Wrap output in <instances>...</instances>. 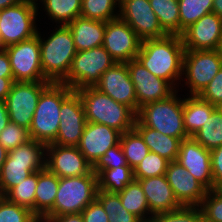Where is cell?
<instances>
[{
	"mask_svg": "<svg viewBox=\"0 0 222 222\" xmlns=\"http://www.w3.org/2000/svg\"><path fill=\"white\" fill-rule=\"evenodd\" d=\"M184 52L181 35L167 34L161 38L141 41L137 59L152 74L179 90V82L183 79Z\"/></svg>",
	"mask_w": 222,
	"mask_h": 222,
	"instance_id": "1",
	"label": "cell"
},
{
	"mask_svg": "<svg viewBox=\"0 0 222 222\" xmlns=\"http://www.w3.org/2000/svg\"><path fill=\"white\" fill-rule=\"evenodd\" d=\"M56 26L48 38L43 39L39 31L37 34L43 75L49 82L61 83L67 77L77 51L68 26Z\"/></svg>",
	"mask_w": 222,
	"mask_h": 222,
	"instance_id": "2",
	"label": "cell"
},
{
	"mask_svg": "<svg viewBox=\"0 0 222 222\" xmlns=\"http://www.w3.org/2000/svg\"><path fill=\"white\" fill-rule=\"evenodd\" d=\"M76 92L83 102L87 122L107 125L121 134L134 129L136 113L127 105L94 87H84Z\"/></svg>",
	"mask_w": 222,
	"mask_h": 222,
	"instance_id": "3",
	"label": "cell"
},
{
	"mask_svg": "<svg viewBox=\"0 0 222 222\" xmlns=\"http://www.w3.org/2000/svg\"><path fill=\"white\" fill-rule=\"evenodd\" d=\"M73 92L66 84L52 82L41 92L28 130L30 139L45 145L56 140L61 105Z\"/></svg>",
	"mask_w": 222,
	"mask_h": 222,
	"instance_id": "4",
	"label": "cell"
},
{
	"mask_svg": "<svg viewBox=\"0 0 222 222\" xmlns=\"http://www.w3.org/2000/svg\"><path fill=\"white\" fill-rule=\"evenodd\" d=\"M46 145L30 139L8 151L0 171V196L20 184L30 174L45 168Z\"/></svg>",
	"mask_w": 222,
	"mask_h": 222,
	"instance_id": "5",
	"label": "cell"
},
{
	"mask_svg": "<svg viewBox=\"0 0 222 222\" xmlns=\"http://www.w3.org/2000/svg\"><path fill=\"white\" fill-rule=\"evenodd\" d=\"M176 90L164 100L150 102L140 107L136 118L147 127L164 135L181 140L188 138L183 121V99Z\"/></svg>",
	"mask_w": 222,
	"mask_h": 222,
	"instance_id": "6",
	"label": "cell"
},
{
	"mask_svg": "<svg viewBox=\"0 0 222 222\" xmlns=\"http://www.w3.org/2000/svg\"><path fill=\"white\" fill-rule=\"evenodd\" d=\"M97 192L98 178L93 171L87 175L59 178L54 206L45 216L81 213L96 199Z\"/></svg>",
	"mask_w": 222,
	"mask_h": 222,
	"instance_id": "7",
	"label": "cell"
},
{
	"mask_svg": "<svg viewBox=\"0 0 222 222\" xmlns=\"http://www.w3.org/2000/svg\"><path fill=\"white\" fill-rule=\"evenodd\" d=\"M115 63L116 61L103 46L78 51L67 77L61 83L74 91L84 87H94L101 75Z\"/></svg>",
	"mask_w": 222,
	"mask_h": 222,
	"instance_id": "8",
	"label": "cell"
},
{
	"mask_svg": "<svg viewBox=\"0 0 222 222\" xmlns=\"http://www.w3.org/2000/svg\"><path fill=\"white\" fill-rule=\"evenodd\" d=\"M222 68L220 50H185L183 77L188 95H199ZM185 75V76H184Z\"/></svg>",
	"mask_w": 222,
	"mask_h": 222,
	"instance_id": "9",
	"label": "cell"
},
{
	"mask_svg": "<svg viewBox=\"0 0 222 222\" xmlns=\"http://www.w3.org/2000/svg\"><path fill=\"white\" fill-rule=\"evenodd\" d=\"M38 12L39 9L24 2L0 10V36L3 46L7 47L37 35Z\"/></svg>",
	"mask_w": 222,
	"mask_h": 222,
	"instance_id": "10",
	"label": "cell"
},
{
	"mask_svg": "<svg viewBox=\"0 0 222 222\" xmlns=\"http://www.w3.org/2000/svg\"><path fill=\"white\" fill-rule=\"evenodd\" d=\"M14 81H48L42 71L39 34L5 47Z\"/></svg>",
	"mask_w": 222,
	"mask_h": 222,
	"instance_id": "11",
	"label": "cell"
},
{
	"mask_svg": "<svg viewBox=\"0 0 222 222\" xmlns=\"http://www.w3.org/2000/svg\"><path fill=\"white\" fill-rule=\"evenodd\" d=\"M50 83L14 81L5 99L10 121L29 130L39 96Z\"/></svg>",
	"mask_w": 222,
	"mask_h": 222,
	"instance_id": "12",
	"label": "cell"
},
{
	"mask_svg": "<svg viewBox=\"0 0 222 222\" xmlns=\"http://www.w3.org/2000/svg\"><path fill=\"white\" fill-rule=\"evenodd\" d=\"M119 17L134 30L141 41L167 35L149 0H120Z\"/></svg>",
	"mask_w": 222,
	"mask_h": 222,
	"instance_id": "13",
	"label": "cell"
},
{
	"mask_svg": "<svg viewBox=\"0 0 222 222\" xmlns=\"http://www.w3.org/2000/svg\"><path fill=\"white\" fill-rule=\"evenodd\" d=\"M126 63L135 88L138 111L143 105L164 100L176 91L168 81L152 74L137 58Z\"/></svg>",
	"mask_w": 222,
	"mask_h": 222,
	"instance_id": "14",
	"label": "cell"
},
{
	"mask_svg": "<svg viewBox=\"0 0 222 222\" xmlns=\"http://www.w3.org/2000/svg\"><path fill=\"white\" fill-rule=\"evenodd\" d=\"M141 40L134 30L120 17L106 22L103 47L119 63L136 59Z\"/></svg>",
	"mask_w": 222,
	"mask_h": 222,
	"instance_id": "15",
	"label": "cell"
},
{
	"mask_svg": "<svg viewBox=\"0 0 222 222\" xmlns=\"http://www.w3.org/2000/svg\"><path fill=\"white\" fill-rule=\"evenodd\" d=\"M45 167L59 178L77 177L92 172V165L77 146L46 145Z\"/></svg>",
	"mask_w": 222,
	"mask_h": 222,
	"instance_id": "16",
	"label": "cell"
},
{
	"mask_svg": "<svg viewBox=\"0 0 222 222\" xmlns=\"http://www.w3.org/2000/svg\"><path fill=\"white\" fill-rule=\"evenodd\" d=\"M56 140L52 144L78 146L87 123L83 102L74 91L61 105Z\"/></svg>",
	"mask_w": 222,
	"mask_h": 222,
	"instance_id": "17",
	"label": "cell"
},
{
	"mask_svg": "<svg viewBox=\"0 0 222 222\" xmlns=\"http://www.w3.org/2000/svg\"><path fill=\"white\" fill-rule=\"evenodd\" d=\"M94 88L110 96L116 102L127 105L136 114L138 113L136 92L127 63L116 62L101 75Z\"/></svg>",
	"mask_w": 222,
	"mask_h": 222,
	"instance_id": "18",
	"label": "cell"
},
{
	"mask_svg": "<svg viewBox=\"0 0 222 222\" xmlns=\"http://www.w3.org/2000/svg\"><path fill=\"white\" fill-rule=\"evenodd\" d=\"M185 50H218L222 43V18L211 12L181 34Z\"/></svg>",
	"mask_w": 222,
	"mask_h": 222,
	"instance_id": "19",
	"label": "cell"
},
{
	"mask_svg": "<svg viewBox=\"0 0 222 222\" xmlns=\"http://www.w3.org/2000/svg\"><path fill=\"white\" fill-rule=\"evenodd\" d=\"M176 162L184 166L208 191L214 189L211 151L204 148L193 137L181 141Z\"/></svg>",
	"mask_w": 222,
	"mask_h": 222,
	"instance_id": "20",
	"label": "cell"
},
{
	"mask_svg": "<svg viewBox=\"0 0 222 222\" xmlns=\"http://www.w3.org/2000/svg\"><path fill=\"white\" fill-rule=\"evenodd\" d=\"M165 176L173 193L182 206H200L207 189L184 166L171 161Z\"/></svg>",
	"mask_w": 222,
	"mask_h": 222,
	"instance_id": "21",
	"label": "cell"
},
{
	"mask_svg": "<svg viewBox=\"0 0 222 222\" xmlns=\"http://www.w3.org/2000/svg\"><path fill=\"white\" fill-rule=\"evenodd\" d=\"M121 133L100 123L87 122L77 146L93 166L105 152L120 142Z\"/></svg>",
	"mask_w": 222,
	"mask_h": 222,
	"instance_id": "22",
	"label": "cell"
},
{
	"mask_svg": "<svg viewBox=\"0 0 222 222\" xmlns=\"http://www.w3.org/2000/svg\"><path fill=\"white\" fill-rule=\"evenodd\" d=\"M147 198L152 215L177 210L182 205L176 199L165 175L137 180Z\"/></svg>",
	"mask_w": 222,
	"mask_h": 222,
	"instance_id": "23",
	"label": "cell"
},
{
	"mask_svg": "<svg viewBox=\"0 0 222 222\" xmlns=\"http://www.w3.org/2000/svg\"><path fill=\"white\" fill-rule=\"evenodd\" d=\"M67 26L73 35L77 52L103 45L106 22L78 16Z\"/></svg>",
	"mask_w": 222,
	"mask_h": 222,
	"instance_id": "24",
	"label": "cell"
},
{
	"mask_svg": "<svg viewBox=\"0 0 222 222\" xmlns=\"http://www.w3.org/2000/svg\"><path fill=\"white\" fill-rule=\"evenodd\" d=\"M134 129L141 135L151 152L171 161H176L181 139L164 135L161 132L144 126L137 118Z\"/></svg>",
	"mask_w": 222,
	"mask_h": 222,
	"instance_id": "25",
	"label": "cell"
},
{
	"mask_svg": "<svg viewBox=\"0 0 222 222\" xmlns=\"http://www.w3.org/2000/svg\"><path fill=\"white\" fill-rule=\"evenodd\" d=\"M59 177L46 167L37 171V186L35 191V216L44 217L54 206Z\"/></svg>",
	"mask_w": 222,
	"mask_h": 222,
	"instance_id": "26",
	"label": "cell"
},
{
	"mask_svg": "<svg viewBox=\"0 0 222 222\" xmlns=\"http://www.w3.org/2000/svg\"><path fill=\"white\" fill-rule=\"evenodd\" d=\"M217 107L202 100L198 95H189L183 98L184 128L189 137H192L211 116Z\"/></svg>",
	"mask_w": 222,
	"mask_h": 222,
	"instance_id": "27",
	"label": "cell"
},
{
	"mask_svg": "<svg viewBox=\"0 0 222 222\" xmlns=\"http://www.w3.org/2000/svg\"><path fill=\"white\" fill-rule=\"evenodd\" d=\"M117 194L121 199V204L128 212L133 213L142 222H148L152 213L149 210L147 198L137 180H133Z\"/></svg>",
	"mask_w": 222,
	"mask_h": 222,
	"instance_id": "28",
	"label": "cell"
},
{
	"mask_svg": "<svg viewBox=\"0 0 222 222\" xmlns=\"http://www.w3.org/2000/svg\"><path fill=\"white\" fill-rule=\"evenodd\" d=\"M82 0H44V12L53 21L60 25H67L78 16H81Z\"/></svg>",
	"mask_w": 222,
	"mask_h": 222,
	"instance_id": "29",
	"label": "cell"
},
{
	"mask_svg": "<svg viewBox=\"0 0 222 222\" xmlns=\"http://www.w3.org/2000/svg\"><path fill=\"white\" fill-rule=\"evenodd\" d=\"M159 24L167 34L180 35L178 0H149Z\"/></svg>",
	"mask_w": 222,
	"mask_h": 222,
	"instance_id": "30",
	"label": "cell"
},
{
	"mask_svg": "<svg viewBox=\"0 0 222 222\" xmlns=\"http://www.w3.org/2000/svg\"><path fill=\"white\" fill-rule=\"evenodd\" d=\"M98 190L119 193L134 180V171L130 166L101 170L97 174Z\"/></svg>",
	"mask_w": 222,
	"mask_h": 222,
	"instance_id": "31",
	"label": "cell"
},
{
	"mask_svg": "<svg viewBox=\"0 0 222 222\" xmlns=\"http://www.w3.org/2000/svg\"><path fill=\"white\" fill-rule=\"evenodd\" d=\"M192 137L210 151L222 145V111L219 107Z\"/></svg>",
	"mask_w": 222,
	"mask_h": 222,
	"instance_id": "32",
	"label": "cell"
},
{
	"mask_svg": "<svg viewBox=\"0 0 222 222\" xmlns=\"http://www.w3.org/2000/svg\"><path fill=\"white\" fill-rule=\"evenodd\" d=\"M120 145L127 163L132 169H134L150 152L143 138L135 129L121 134Z\"/></svg>",
	"mask_w": 222,
	"mask_h": 222,
	"instance_id": "33",
	"label": "cell"
},
{
	"mask_svg": "<svg viewBox=\"0 0 222 222\" xmlns=\"http://www.w3.org/2000/svg\"><path fill=\"white\" fill-rule=\"evenodd\" d=\"M119 3L120 0H82L81 16L108 22L119 17Z\"/></svg>",
	"mask_w": 222,
	"mask_h": 222,
	"instance_id": "34",
	"label": "cell"
},
{
	"mask_svg": "<svg viewBox=\"0 0 222 222\" xmlns=\"http://www.w3.org/2000/svg\"><path fill=\"white\" fill-rule=\"evenodd\" d=\"M96 199L107 213L108 222H142L137 216L123 207L117 193L98 190Z\"/></svg>",
	"mask_w": 222,
	"mask_h": 222,
	"instance_id": "35",
	"label": "cell"
},
{
	"mask_svg": "<svg viewBox=\"0 0 222 222\" xmlns=\"http://www.w3.org/2000/svg\"><path fill=\"white\" fill-rule=\"evenodd\" d=\"M180 35L202 16L211 13L213 0H178Z\"/></svg>",
	"mask_w": 222,
	"mask_h": 222,
	"instance_id": "36",
	"label": "cell"
},
{
	"mask_svg": "<svg viewBox=\"0 0 222 222\" xmlns=\"http://www.w3.org/2000/svg\"><path fill=\"white\" fill-rule=\"evenodd\" d=\"M37 186V172L30 174L20 184L11 188L4 197L19 206L25 207L35 215V191Z\"/></svg>",
	"mask_w": 222,
	"mask_h": 222,
	"instance_id": "37",
	"label": "cell"
},
{
	"mask_svg": "<svg viewBox=\"0 0 222 222\" xmlns=\"http://www.w3.org/2000/svg\"><path fill=\"white\" fill-rule=\"evenodd\" d=\"M169 163V160L150 151L133 169L134 180L165 175Z\"/></svg>",
	"mask_w": 222,
	"mask_h": 222,
	"instance_id": "38",
	"label": "cell"
},
{
	"mask_svg": "<svg viewBox=\"0 0 222 222\" xmlns=\"http://www.w3.org/2000/svg\"><path fill=\"white\" fill-rule=\"evenodd\" d=\"M148 222H204L200 206H182L167 213L152 215Z\"/></svg>",
	"mask_w": 222,
	"mask_h": 222,
	"instance_id": "39",
	"label": "cell"
},
{
	"mask_svg": "<svg viewBox=\"0 0 222 222\" xmlns=\"http://www.w3.org/2000/svg\"><path fill=\"white\" fill-rule=\"evenodd\" d=\"M36 218L31 210L0 196V222H33Z\"/></svg>",
	"mask_w": 222,
	"mask_h": 222,
	"instance_id": "40",
	"label": "cell"
},
{
	"mask_svg": "<svg viewBox=\"0 0 222 222\" xmlns=\"http://www.w3.org/2000/svg\"><path fill=\"white\" fill-rule=\"evenodd\" d=\"M200 208L204 222H222V192L219 189L207 191Z\"/></svg>",
	"mask_w": 222,
	"mask_h": 222,
	"instance_id": "41",
	"label": "cell"
},
{
	"mask_svg": "<svg viewBox=\"0 0 222 222\" xmlns=\"http://www.w3.org/2000/svg\"><path fill=\"white\" fill-rule=\"evenodd\" d=\"M28 140H30L28 129L11 121L0 133V143L8 151L26 143Z\"/></svg>",
	"mask_w": 222,
	"mask_h": 222,
	"instance_id": "42",
	"label": "cell"
},
{
	"mask_svg": "<svg viewBox=\"0 0 222 222\" xmlns=\"http://www.w3.org/2000/svg\"><path fill=\"white\" fill-rule=\"evenodd\" d=\"M121 166H129L122 151L120 142L109 148L103 156L92 166V171L97 175L101 170L113 169Z\"/></svg>",
	"mask_w": 222,
	"mask_h": 222,
	"instance_id": "43",
	"label": "cell"
},
{
	"mask_svg": "<svg viewBox=\"0 0 222 222\" xmlns=\"http://www.w3.org/2000/svg\"><path fill=\"white\" fill-rule=\"evenodd\" d=\"M198 96L216 107L222 104V68Z\"/></svg>",
	"mask_w": 222,
	"mask_h": 222,
	"instance_id": "44",
	"label": "cell"
},
{
	"mask_svg": "<svg viewBox=\"0 0 222 222\" xmlns=\"http://www.w3.org/2000/svg\"><path fill=\"white\" fill-rule=\"evenodd\" d=\"M84 222H108V216L101 203L95 199L81 212Z\"/></svg>",
	"mask_w": 222,
	"mask_h": 222,
	"instance_id": "45",
	"label": "cell"
},
{
	"mask_svg": "<svg viewBox=\"0 0 222 222\" xmlns=\"http://www.w3.org/2000/svg\"><path fill=\"white\" fill-rule=\"evenodd\" d=\"M211 170L214 189L222 186V145L211 150Z\"/></svg>",
	"mask_w": 222,
	"mask_h": 222,
	"instance_id": "46",
	"label": "cell"
},
{
	"mask_svg": "<svg viewBox=\"0 0 222 222\" xmlns=\"http://www.w3.org/2000/svg\"><path fill=\"white\" fill-rule=\"evenodd\" d=\"M0 77H13L6 50L0 51Z\"/></svg>",
	"mask_w": 222,
	"mask_h": 222,
	"instance_id": "47",
	"label": "cell"
},
{
	"mask_svg": "<svg viewBox=\"0 0 222 222\" xmlns=\"http://www.w3.org/2000/svg\"><path fill=\"white\" fill-rule=\"evenodd\" d=\"M50 222H84L81 213L78 214H64L61 216H44Z\"/></svg>",
	"mask_w": 222,
	"mask_h": 222,
	"instance_id": "48",
	"label": "cell"
},
{
	"mask_svg": "<svg viewBox=\"0 0 222 222\" xmlns=\"http://www.w3.org/2000/svg\"><path fill=\"white\" fill-rule=\"evenodd\" d=\"M14 83L13 77H0V100L5 101Z\"/></svg>",
	"mask_w": 222,
	"mask_h": 222,
	"instance_id": "49",
	"label": "cell"
},
{
	"mask_svg": "<svg viewBox=\"0 0 222 222\" xmlns=\"http://www.w3.org/2000/svg\"><path fill=\"white\" fill-rule=\"evenodd\" d=\"M10 122L5 101L0 100V133Z\"/></svg>",
	"mask_w": 222,
	"mask_h": 222,
	"instance_id": "50",
	"label": "cell"
},
{
	"mask_svg": "<svg viewBox=\"0 0 222 222\" xmlns=\"http://www.w3.org/2000/svg\"><path fill=\"white\" fill-rule=\"evenodd\" d=\"M212 12L222 18V0H213Z\"/></svg>",
	"mask_w": 222,
	"mask_h": 222,
	"instance_id": "51",
	"label": "cell"
},
{
	"mask_svg": "<svg viewBox=\"0 0 222 222\" xmlns=\"http://www.w3.org/2000/svg\"><path fill=\"white\" fill-rule=\"evenodd\" d=\"M22 2L21 0H0V10L16 5Z\"/></svg>",
	"mask_w": 222,
	"mask_h": 222,
	"instance_id": "52",
	"label": "cell"
},
{
	"mask_svg": "<svg viewBox=\"0 0 222 222\" xmlns=\"http://www.w3.org/2000/svg\"><path fill=\"white\" fill-rule=\"evenodd\" d=\"M7 155H8V150H6L0 143V171L2 169L4 162L6 161Z\"/></svg>",
	"mask_w": 222,
	"mask_h": 222,
	"instance_id": "53",
	"label": "cell"
},
{
	"mask_svg": "<svg viewBox=\"0 0 222 222\" xmlns=\"http://www.w3.org/2000/svg\"><path fill=\"white\" fill-rule=\"evenodd\" d=\"M24 3H27L28 5L34 6L35 8L39 9L40 5L44 2V0H21ZM40 2V3H37ZM39 4V5H38Z\"/></svg>",
	"mask_w": 222,
	"mask_h": 222,
	"instance_id": "54",
	"label": "cell"
},
{
	"mask_svg": "<svg viewBox=\"0 0 222 222\" xmlns=\"http://www.w3.org/2000/svg\"><path fill=\"white\" fill-rule=\"evenodd\" d=\"M33 222H50V220L43 217H37Z\"/></svg>",
	"mask_w": 222,
	"mask_h": 222,
	"instance_id": "55",
	"label": "cell"
},
{
	"mask_svg": "<svg viewBox=\"0 0 222 222\" xmlns=\"http://www.w3.org/2000/svg\"><path fill=\"white\" fill-rule=\"evenodd\" d=\"M4 49H5V47L3 46L2 39H1V36H0V51L4 50Z\"/></svg>",
	"mask_w": 222,
	"mask_h": 222,
	"instance_id": "56",
	"label": "cell"
},
{
	"mask_svg": "<svg viewBox=\"0 0 222 222\" xmlns=\"http://www.w3.org/2000/svg\"><path fill=\"white\" fill-rule=\"evenodd\" d=\"M220 53H221V56H222V43H221V46H220Z\"/></svg>",
	"mask_w": 222,
	"mask_h": 222,
	"instance_id": "57",
	"label": "cell"
}]
</instances>
